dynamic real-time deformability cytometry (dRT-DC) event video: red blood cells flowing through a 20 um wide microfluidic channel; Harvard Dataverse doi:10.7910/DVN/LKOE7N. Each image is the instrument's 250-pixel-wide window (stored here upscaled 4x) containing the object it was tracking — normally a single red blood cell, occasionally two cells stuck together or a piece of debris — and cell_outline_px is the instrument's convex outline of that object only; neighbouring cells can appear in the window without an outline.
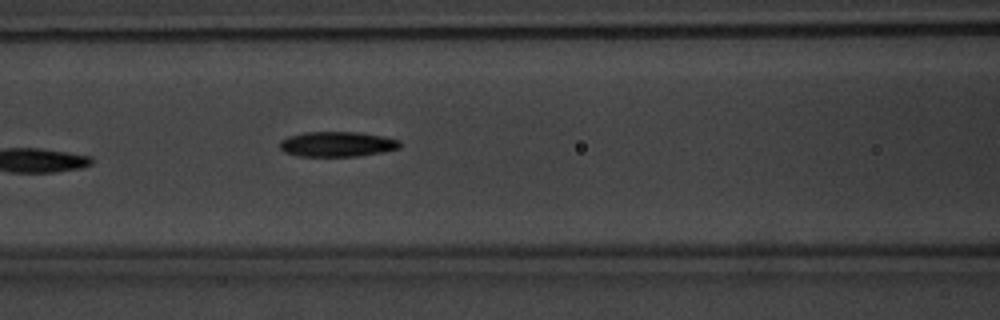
{"species": "common noctule bat (a hibernating species)", "species_latin": "Nyctalus noctula", "temperature_condition": "warm", "stored_images_in_passage": 7, "camera_frame_rate_fps": 3000, "um_per_image_px": 0.085, "animal": {"sex": "male", "body_mass_g": 20.1, "forearm_length_mm": 53.5}, "frame": {"image": 1, "passage_image": 7, "time_ms": 7.0, "image_size_px": [1000, 320], "cell_outline_px": [[400, 148], [384, 152], [356, 156], [300, 156], [284, 152], [280, 148], [280, 140], [288, 136], [304, 132], [360, 132], [384, 136], [400, 140]], "centroid_in_image_um": [28.67, 12.24], "position_along_channel_um": 137.9, "area_um2": 17.69}}